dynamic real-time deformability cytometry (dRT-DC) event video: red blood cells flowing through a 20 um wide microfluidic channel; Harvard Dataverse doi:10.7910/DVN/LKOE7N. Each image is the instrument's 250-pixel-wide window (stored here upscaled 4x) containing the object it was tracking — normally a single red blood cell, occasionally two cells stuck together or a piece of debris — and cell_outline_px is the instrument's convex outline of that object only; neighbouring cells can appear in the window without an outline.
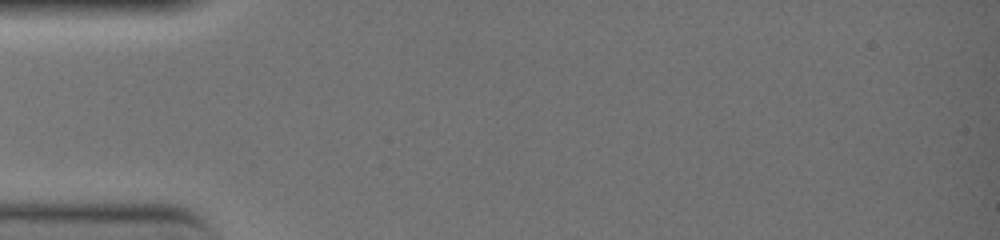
{"species": "common noctule bat (a hibernating species)", "species_latin": "Nyctalus noctula", "temperature_condition": "warm", "stored_images_in_passage": 2, "camera_frame_rate_fps": 3000, "um_per_image_px": 0.085, "animal": {"sex": "female", "body_mass_g": 19.0, "forearm_length_mm": 51.5}, "frame": {"image": 1, "passage_image": 1, "time_ms": 0.0, "image_size_px": [1000, 240], "cell_outline_px": [[156, 164], [148, 168], [24, 168], [12, 164], [16, 160], [56, 156], [120, 156], [156, 160]], "centroid_in_image_um": [7.27, 13.8], "position_along_channel_um": 77.7, "area_um2": 10.92}}